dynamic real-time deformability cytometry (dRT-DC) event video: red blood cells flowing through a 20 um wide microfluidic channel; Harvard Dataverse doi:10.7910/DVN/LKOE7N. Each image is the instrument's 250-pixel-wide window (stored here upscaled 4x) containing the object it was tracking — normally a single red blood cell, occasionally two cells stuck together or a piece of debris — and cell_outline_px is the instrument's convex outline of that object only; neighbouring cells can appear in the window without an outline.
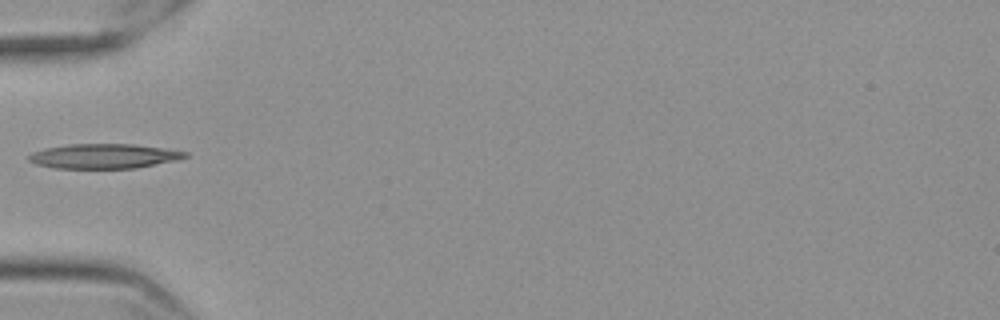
{"species": "Egyptian fruit bat (a non-hibernating species)", "species_latin": "Rousettus aegyptiacus", "temperature_condition": "cold", "stored_images_in_passage": 38, "camera_frame_rate_fps": 3000, "um_per_image_px": 0.085, "frame": {"image": 1, "passage_image": 1, "time_ms": 0.0, "image_size_px": [1000, 320], "cell_outline_px": [[188, 156], [176, 160], [136, 168], [52, 168], [36, 164], [28, 160], [28, 156], [32, 152], [44, 148], [68, 144], [132, 144], [164, 148], [188, 152]], "centroid_in_image_um": [8.8, 13.27], "position_along_channel_um": 76.2, "area_um2": 22.48}}
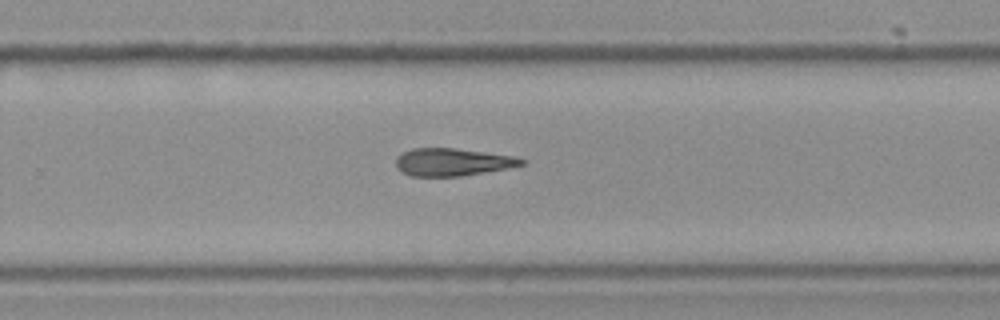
{"frame": {"image": 2, "passage_image": 19, "time_ms": 6.0, "image_size_px": [1000, 320], "cell_outline_px": [[524, 164], [508, 168], [460, 176], [412, 176], [396, 168], [396, 160], [404, 152], [412, 148], [452, 148], [512, 156], [524, 160]], "centroid_in_image_um": [38.43, 13.78], "position_along_channel_um": 291.4, "area_um2": 19.71}}
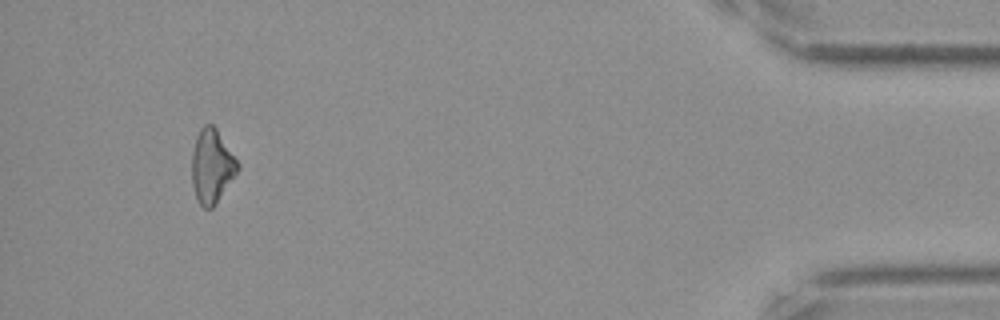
{"frame": {"image": 3, "passage_image": 35, "time_ms": 11.333, "image_size_px": [1000, 320], "cell_outline_px": [[240, 168], [216, 204], [212, 208], [204, 208], [200, 204], [196, 196], [192, 184], [192, 152], [196, 136], [200, 128], [204, 124], [212, 124], [216, 128], [240, 164]], "centroid_in_image_um": [18.01, 14.12], "position_along_channel_um": 417.2, "area_um2": 19.71}}